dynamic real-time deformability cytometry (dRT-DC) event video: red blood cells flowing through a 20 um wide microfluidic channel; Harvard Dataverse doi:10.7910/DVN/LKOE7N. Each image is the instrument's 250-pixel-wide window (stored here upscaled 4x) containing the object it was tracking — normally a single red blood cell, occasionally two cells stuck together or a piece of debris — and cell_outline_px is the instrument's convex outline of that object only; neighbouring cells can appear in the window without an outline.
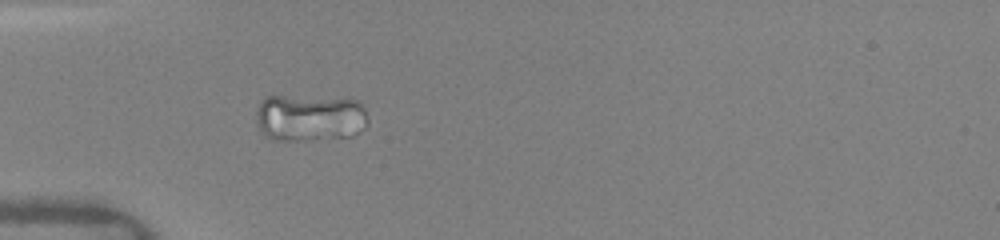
{"species": "human", "species_latin": "Homo sapiens", "temperature_condition": "warm", "stored_images_in_passage": 65, "camera_frame_rate_fps": 3000, "um_per_image_px": 0.085, "donor": {"sex": "female"}, "frame": {"image": 1, "passage_image": 1, "time_ms": 0.0, "image_size_px": [1000, 240], "cell_outline_px": [[368, 124], [364, 128], [304, 140], [272, 140], [264, 136], [260, 128], [256, 116], [256, 112], [260, 104], [268, 96], [284, 96], [356, 100], [364, 108], [368, 120]], "centroid_in_image_um": [26.22, 9.97], "position_along_channel_um": 58.8, "area_um2": 29.13}}
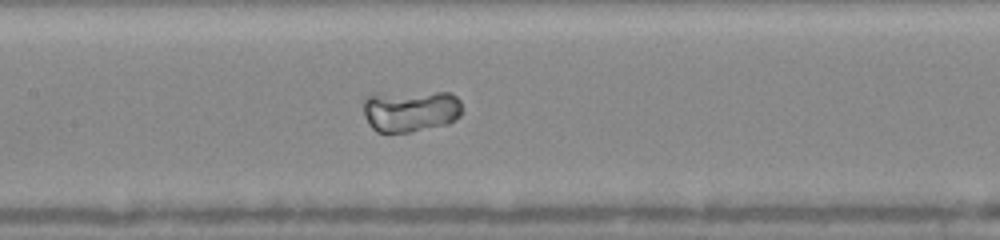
{"frame": {"image": 2, "passage_image": 23, "time_ms": 3.0, "image_size_px": [1000, 240], "cell_outline_px": [[460, 116], [448, 124], [412, 132], [376, 132], [372, 128], [364, 116], [364, 100], [368, 96], [436, 92], [448, 92], [456, 96], [460, 100]], "centroid_in_image_um": [34.93, 9.46], "position_along_channel_um": 172.5, "area_um2": 23.58}}
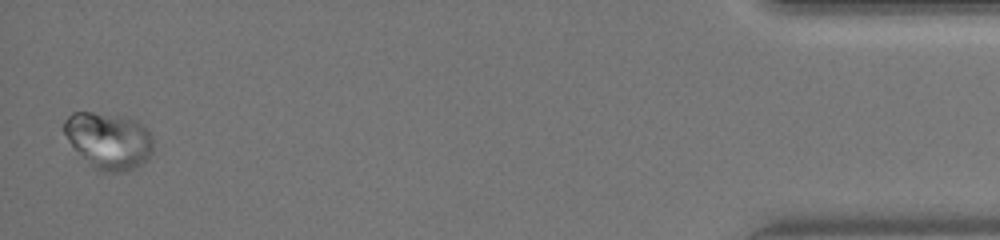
{"frame": {"image": 3, "passage_image": 65, "time_ms": 11.333, "image_size_px": [1000, 240], "cell_outline_px": [[152, 156], [136, 168], [120, 172], [100, 172], [72, 144], [64, 132], [64, 120], [72, 112], [92, 112], [120, 116], [132, 120], [148, 128], [152, 136]], "centroid_in_image_um": [9.28, 11.95], "position_along_channel_um": 425.9, "area_um2": 28.84}}